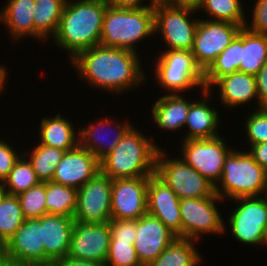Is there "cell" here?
I'll return each mask as SVG.
<instances>
[{
	"label": "cell",
	"mask_w": 267,
	"mask_h": 266,
	"mask_svg": "<svg viewBox=\"0 0 267 266\" xmlns=\"http://www.w3.org/2000/svg\"><path fill=\"white\" fill-rule=\"evenodd\" d=\"M139 55L127 49L96 45L79 52L70 64L90 87L120 95L136 89L141 82L143 85L147 79Z\"/></svg>",
	"instance_id": "obj_1"
},
{
	"label": "cell",
	"mask_w": 267,
	"mask_h": 266,
	"mask_svg": "<svg viewBox=\"0 0 267 266\" xmlns=\"http://www.w3.org/2000/svg\"><path fill=\"white\" fill-rule=\"evenodd\" d=\"M107 0H67L53 42L71 61L79 52L100 45Z\"/></svg>",
	"instance_id": "obj_2"
},
{
	"label": "cell",
	"mask_w": 267,
	"mask_h": 266,
	"mask_svg": "<svg viewBox=\"0 0 267 266\" xmlns=\"http://www.w3.org/2000/svg\"><path fill=\"white\" fill-rule=\"evenodd\" d=\"M139 130L132 126L117 146L99 160L101 173L112 180L155 174L160 147Z\"/></svg>",
	"instance_id": "obj_3"
},
{
	"label": "cell",
	"mask_w": 267,
	"mask_h": 266,
	"mask_svg": "<svg viewBox=\"0 0 267 266\" xmlns=\"http://www.w3.org/2000/svg\"><path fill=\"white\" fill-rule=\"evenodd\" d=\"M154 34V8H118L108 4L100 45L138 53L137 44Z\"/></svg>",
	"instance_id": "obj_4"
},
{
	"label": "cell",
	"mask_w": 267,
	"mask_h": 266,
	"mask_svg": "<svg viewBox=\"0 0 267 266\" xmlns=\"http://www.w3.org/2000/svg\"><path fill=\"white\" fill-rule=\"evenodd\" d=\"M234 148L226 157L215 193L223 200L267 194V171L248 151Z\"/></svg>",
	"instance_id": "obj_5"
},
{
	"label": "cell",
	"mask_w": 267,
	"mask_h": 266,
	"mask_svg": "<svg viewBox=\"0 0 267 266\" xmlns=\"http://www.w3.org/2000/svg\"><path fill=\"white\" fill-rule=\"evenodd\" d=\"M155 60L157 83L168 94H182L192 88H204V73L197 66L191 51L163 50Z\"/></svg>",
	"instance_id": "obj_6"
},
{
	"label": "cell",
	"mask_w": 267,
	"mask_h": 266,
	"mask_svg": "<svg viewBox=\"0 0 267 266\" xmlns=\"http://www.w3.org/2000/svg\"><path fill=\"white\" fill-rule=\"evenodd\" d=\"M233 200L237 205L228 215L233 238L243 245L267 247V194Z\"/></svg>",
	"instance_id": "obj_7"
},
{
	"label": "cell",
	"mask_w": 267,
	"mask_h": 266,
	"mask_svg": "<svg viewBox=\"0 0 267 266\" xmlns=\"http://www.w3.org/2000/svg\"><path fill=\"white\" fill-rule=\"evenodd\" d=\"M197 10L169 6L161 0L154 7V33H160L164 50L191 51L200 18H192Z\"/></svg>",
	"instance_id": "obj_8"
},
{
	"label": "cell",
	"mask_w": 267,
	"mask_h": 266,
	"mask_svg": "<svg viewBox=\"0 0 267 266\" xmlns=\"http://www.w3.org/2000/svg\"><path fill=\"white\" fill-rule=\"evenodd\" d=\"M168 157V158H167ZM155 174L177 195L183 198H205L215 193V186L182 158L170 157L160 147Z\"/></svg>",
	"instance_id": "obj_9"
},
{
	"label": "cell",
	"mask_w": 267,
	"mask_h": 266,
	"mask_svg": "<svg viewBox=\"0 0 267 266\" xmlns=\"http://www.w3.org/2000/svg\"><path fill=\"white\" fill-rule=\"evenodd\" d=\"M221 202L224 200L216 193L205 198L180 199L182 238L199 241L203 234L222 236L226 233L227 224L217 206Z\"/></svg>",
	"instance_id": "obj_10"
},
{
	"label": "cell",
	"mask_w": 267,
	"mask_h": 266,
	"mask_svg": "<svg viewBox=\"0 0 267 266\" xmlns=\"http://www.w3.org/2000/svg\"><path fill=\"white\" fill-rule=\"evenodd\" d=\"M181 158L214 186L220 181L227 155L234 149L221 136L183 140Z\"/></svg>",
	"instance_id": "obj_11"
},
{
	"label": "cell",
	"mask_w": 267,
	"mask_h": 266,
	"mask_svg": "<svg viewBox=\"0 0 267 266\" xmlns=\"http://www.w3.org/2000/svg\"><path fill=\"white\" fill-rule=\"evenodd\" d=\"M200 18L191 52L197 66L204 73L238 35L242 27L230 22Z\"/></svg>",
	"instance_id": "obj_12"
},
{
	"label": "cell",
	"mask_w": 267,
	"mask_h": 266,
	"mask_svg": "<svg viewBox=\"0 0 267 266\" xmlns=\"http://www.w3.org/2000/svg\"><path fill=\"white\" fill-rule=\"evenodd\" d=\"M113 180L100 171L77 189L74 220L82 223H107L111 220Z\"/></svg>",
	"instance_id": "obj_13"
},
{
	"label": "cell",
	"mask_w": 267,
	"mask_h": 266,
	"mask_svg": "<svg viewBox=\"0 0 267 266\" xmlns=\"http://www.w3.org/2000/svg\"><path fill=\"white\" fill-rule=\"evenodd\" d=\"M149 176L113 179L111 220H138L147 213Z\"/></svg>",
	"instance_id": "obj_14"
},
{
	"label": "cell",
	"mask_w": 267,
	"mask_h": 266,
	"mask_svg": "<svg viewBox=\"0 0 267 266\" xmlns=\"http://www.w3.org/2000/svg\"><path fill=\"white\" fill-rule=\"evenodd\" d=\"M111 232L107 223H82L75 221L68 257L106 263Z\"/></svg>",
	"instance_id": "obj_15"
},
{
	"label": "cell",
	"mask_w": 267,
	"mask_h": 266,
	"mask_svg": "<svg viewBox=\"0 0 267 266\" xmlns=\"http://www.w3.org/2000/svg\"><path fill=\"white\" fill-rule=\"evenodd\" d=\"M147 212L163 222L178 238H182L180 199L156 174L149 176Z\"/></svg>",
	"instance_id": "obj_16"
},
{
	"label": "cell",
	"mask_w": 267,
	"mask_h": 266,
	"mask_svg": "<svg viewBox=\"0 0 267 266\" xmlns=\"http://www.w3.org/2000/svg\"><path fill=\"white\" fill-rule=\"evenodd\" d=\"M136 235L134 248L143 266H148L177 238L163 222L148 212L137 220Z\"/></svg>",
	"instance_id": "obj_17"
},
{
	"label": "cell",
	"mask_w": 267,
	"mask_h": 266,
	"mask_svg": "<svg viewBox=\"0 0 267 266\" xmlns=\"http://www.w3.org/2000/svg\"><path fill=\"white\" fill-rule=\"evenodd\" d=\"M99 171V160L87 149L78 145L75 149L64 153L55 168L52 182L78 189Z\"/></svg>",
	"instance_id": "obj_18"
},
{
	"label": "cell",
	"mask_w": 267,
	"mask_h": 266,
	"mask_svg": "<svg viewBox=\"0 0 267 266\" xmlns=\"http://www.w3.org/2000/svg\"><path fill=\"white\" fill-rule=\"evenodd\" d=\"M110 118L111 117H109V119L107 117L104 118L103 116L100 121L98 118L97 122L88 123L86 126L84 125L85 128L83 127L81 129L79 127L78 129L79 145L87 149L98 160L111 152L120 142L125 133L133 126L129 120L123 123L122 121L115 123V121H112Z\"/></svg>",
	"instance_id": "obj_19"
},
{
	"label": "cell",
	"mask_w": 267,
	"mask_h": 266,
	"mask_svg": "<svg viewBox=\"0 0 267 266\" xmlns=\"http://www.w3.org/2000/svg\"><path fill=\"white\" fill-rule=\"evenodd\" d=\"M6 245L7 257L45 266L42 217L26 219Z\"/></svg>",
	"instance_id": "obj_20"
},
{
	"label": "cell",
	"mask_w": 267,
	"mask_h": 266,
	"mask_svg": "<svg viewBox=\"0 0 267 266\" xmlns=\"http://www.w3.org/2000/svg\"><path fill=\"white\" fill-rule=\"evenodd\" d=\"M73 217L46 214L42 216V241L45 247V266H54L68 256Z\"/></svg>",
	"instance_id": "obj_21"
},
{
	"label": "cell",
	"mask_w": 267,
	"mask_h": 266,
	"mask_svg": "<svg viewBox=\"0 0 267 266\" xmlns=\"http://www.w3.org/2000/svg\"><path fill=\"white\" fill-rule=\"evenodd\" d=\"M218 88V96H220V103L224 107L236 108L241 105H249L253 102V99L257 101V109L262 108L259 105L258 91L256 85V78L253 75L233 72L231 74L219 77L208 89L212 90V87Z\"/></svg>",
	"instance_id": "obj_22"
},
{
	"label": "cell",
	"mask_w": 267,
	"mask_h": 266,
	"mask_svg": "<svg viewBox=\"0 0 267 266\" xmlns=\"http://www.w3.org/2000/svg\"><path fill=\"white\" fill-rule=\"evenodd\" d=\"M202 99L195 100L190 104L187 120L184 127L188 132L182 137L181 140L190 139H211L220 136L218 134V127L220 125L219 113L215 107L210 104V99L207 98L211 94L208 89H201ZM209 101V103H208Z\"/></svg>",
	"instance_id": "obj_23"
},
{
	"label": "cell",
	"mask_w": 267,
	"mask_h": 266,
	"mask_svg": "<svg viewBox=\"0 0 267 266\" xmlns=\"http://www.w3.org/2000/svg\"><path fill=\"white\" fill-rule=\"evenodd\" d=\"M182 94H167L160 96L152 105L151 114L153 124L159 129L176 132L184 127L187 113L192 100L188 101ZM180 128V129H179Z\"/></svg>",
	"instance_id": "obj_24"
},
{
	"label": "cell",
	"mask_w": 267,
	"mask_h": 266,
	"mask_svg": "<svg viewBox=\"0 0 267 266\" xmlns=\"http://www.w3.org/2000/svg\"><path fill=\"white\" fill-rule=\"evenodd\" d=\"M42 118L39 128V143L64 151L75 149L79 145V131H76L70 119L60 113ZM76 131V132H75Z\"/></svg>",
	"instance_id": "obj_25"
},
{
	"label": "cell",
	"mask_w": 267,
	"mask_h": 266,
	"mask_svg": "<svg viewBox=\"0 0 267 266\" xmlns=\"http://www.w3.org/2000/svg\"><path fill=\"white\" fill-rule=\"evenodd\" d=\"M34 3L35 0H8L0 10V22L14 41L27 36L34 39Z\"/></svg>",
	"instance_id": "obj_26"
},
{
	"label": "cell",
	"mask_w": 267,
	"mask_h": 266,
	"mask_svg": "<svg viewBox=\"0 0 267 266\" xmlns=\"http://www.w3.org/2000/svg\"><path fill=\"white\" fill-rule=\"evenodd\" d=\"M267 62V35L241 28L239 72L255 76Z\"/></svg>",
	"instance_id": "obj_27"
},
{
	"label": "cell",
	"mask_w": 267,
	"mask_h": 266,
	"mask_svg": "<svg viewBox=\"0 0 267 266\" xmlns=\"http://www.w3.org/2000/svg\"><path fill=\"white\" fill-rule=\"evenodd\" d=\"M67 0H35L34 38L46 43L55 35Z\"/></svg>",
	"instance_id": "obj_28"
},
{
	"label": "cell",
	"mask_w": 267,
	"mask_h": 266,
	"mask_svg": "<svg viewBox=\"0 0 267 266\" xmlns=\"http://www.w3.org/2000/svg\"><path fill=\"white\" fill-rule=\"evenodd\" d=\"M197 242L196 240L177 237L148 266H200L203 258L195 246Z\"/></svg>",
	"instance_id": "obj_29"
},
{
	"label": "cell",
	"mask_w": 267,
	"mask_h": 266,
	"mask_svg": "<svg viewBox=\"0 0 267 266\" xmlns=\"http://www.w3.org/2000/svg\"><path fill=\"white\" fill-rule=\"evenodd\" d=\"M241 63V30L232 42L217 56L216 60L204 72V88L210 86L219 78L239 71Z\"/></svg>",
	"instance_id": "obj_30"
},
{
	"label": "cell",
	"mask_w": 267,
	"mask_h": 266,
	"mask_svg": "<svg viewBox=\"0 0 267 266\" xmlns=\"http://www.w3.org/2000/svg\"><path fill=\"white\" fill-rule=\"evenodd\" d=\"M65 152L59 148L38 144L29 150L27 149V153L25 150L22 154L31 163L37 179L40 182H50L55 173V168Z\"/></svg>",
	"instance_id": "obj_31"
},
{
	"label": "cell",
	"mask_w": 267,
	"mask_h": 266,
	"mask_svg": "<svg viewBox=\"0 0 267 266\" xmlns=\"http://www.w3.org/2000/svg\"><path fill=\"white\" fill-rule=\"evenodd\" d=\"M47 214L73 217L77 206V189L46 182Z\"/></svg>",
	"instance_id": "obj_32"
},
{
	"label": "cell",
	"mask_w": 267,
	"mask_h": 266,
	"mask_svg": "<svg viewBox=\"0 0 267 266\" xmlns=\"http://www.w3.org/2000/svg\"><path fill=\"white\" fill-rule=\"evenodd\" d=\"M243 5L241 0H203L197 13H207L206 16L210 17L207 20L230 22L244 27L247 17Z\"/></svg>",
	"instance_id": "obj_33"
},
{
	"label": "cell",
	"mask_w": 267,
	"mask_h": 266,
	"mask_svg": "<svg viewBox=\"0 0 267 266\" xmlns=\"http://www.w3.org/2000/svg\"><path fill=\"white\" fill-rule=\"evenodd\" d=\"M26 220L18 196L0 194V239L6 244Z\"/></svg>",
	"instance_id": "obj_34"
},
{
	"label": "cell",
	"mask_w": 267,
	"mask_h": 266,
	"mask_svg": "<svg viewBox=\"0 0 267 266\" xmlns=\"http://www.w3.org/2000/svg\"><path fill=\"white\" fill-rule=\"evenodd\" d=\"M39 182L31 163L22 154L15 162L8 177L2 183V190L4 193L18 196Z\"/></svg>",
	"instance_id": "obj_35"
},
{
	"label": "cell",
	"mask_w": 267,
	"mask_h": 266,
	"mask_svg": "<svg viewBox=\"0 0 267 266\" xmlns=\"http://www.w3.org/2000/svg\"><path fill=\"white\" fill-rule=\"evenodd\" d=\"M26 219L41 218L47 214L46 182H39L26 192L18 195Z\"/></svg>",
	"instance_id": "obj_36"
},
{
	"label": "cell",
	"mask_w": 267,
	"mask_h": 266,
	"mask_svg": "<svg viewBox=\"0 0 267 266\" xmlns=\"http://www.w3.org/2000/svg\"><path fill=\"white\" fill-rule=\"evenodd\" d=\"M106 266H143L134 248V242L110 241Z\"/></svg>",
	"instance_id": "obj_37"
},
{
	"label": "cell",
	"mask_w": 267,
	"mask_h": 266,
	"mask_svg": "<svg viewBox=\"0 0 267 266\" xmlns=\"http://www.w3.org/2000/svg\"><path fill=\"white\" fill-rule=\"evenodd\" d=\"M254 112L246 116V122L243 126L246 128L249 147L259 143L267 142V107L256 108Z\"/></svg>",
	"instance_id": "obj_38"
},
{
	"label": "cell",
	"mask_w": 267,
	"mask_h": 266,
	"mask_svg": "<svg viewBox=\"0 0 267 266\" xmlns=\"http://www.w3.org/2000/svg\"><path fill=\"white\" fill-rule=\"evenodd\" d=\"M110 241L135 242L137 237V220H110Z\"/></svg>",
	"instance_id": "obj_39"
},
{
	"label": "cell",
	"mask_w": 267,
	"mask_h": 266,
	"mask_svg": "<svg viewBox=\"0 0 267 266\" xmlns=\"http://www.w3.org/2000/svg\"><path fill=\"white\" fill-rule=\"evenodd\" d=\"M252 7V21H246L244 27L252 32L267 35V0H255Z\"/></svg>",
	"instance_id": "obj_40"
},
{
	"label": "cell",
	"mask_w": 267,
	"mask_h": 266,
	"mask_svg": "<svg viewBox=\"0 0 267 266\" xmlns=\"http://www.w3.org/2000/svg\"><path fill=\"white\" fill-rule=\"evenodd\" d=\"M17 151V152H16ZM19 152V154H18ZM22 153L15 150L12 145L7 142L0 140V182L3 183L4 180L10 174L13 169L15 162L19 159Z\"/></svg>",
	"instance_id": "obj_41"
},
{
	"label": "cell",
	"mask_w": 267,
	"mask_h": 266,
	"mask_svg": "<svg viewBox=\"0 0 267 266\" xmlns=\"http://www.w3.org/2000/svg\"><path fill=\"white\" fill-rule=\"evenodd\" d=\"M259 105L267 107V62L255 75Z\"/></svg>",
	"instance_id": "obj_42"
},
{
	"label": "cell",
	"mask_w": 267,
	"mask_h": 266,
	"mask_svg": "<svg viewBox=\"0 0 267 266\" xmlns=\"http://www.w3.org/2000/svg\"><path fill=\"white\" fill-rule=\"evenodd\" d=\"M108 3L118 8L142 9L154 8L160 0H107ZM146 1V2H145Z\"/></svg>",
	"instance_id": "obj_43"
},
{
	"label": "cell",
	"mask_w": 267,
	"mask_h": 266,
	"mask_svg": "<svg viewBox=\"0 0 267 266\" xmlns=\"http://www.w3.org/2000/svg\"><path fill=\"white\" fill-rule=\"evenodd\" d=\"M248 152L253 159L267 171V142L251 145Z\"/></svg>",
	"instance_id": "obj_44"
},
{
	"label": "cell",
	"mask_w": 267,
	"mask_h": 266,
	"mask_svg": "<svg viewBox=\"0 0 267 266\" xmlns=\"http://www.w3.org/2000/svg\"><path fill=\"white\" fill-rule=\"evenodd\" d=\"M54 266H106L103 263L92 262L88 260L73 259L71 257H65L59 260Z\"/></svg>",
	"instance_id": "obj_45"
},
{
	"label": "cell",
	"mask_w": 267,
	"mask_h": 266,
	"mask_svg": "<svg viewBox=\"0 0 267 266\" xmlns=\"http://www.w3.org/2000/svg\"><path fill=\"white\" fill-rule=\"evenodd\" d=\"M165 4L174 7H188L194 10H198V8L202 5L203 0H161Z\"/></svg>",
	"instance_id": "obj_46"
},
{
	"label": "cell",
	"mask_w": 267,
	"mask_h": 266,
	"mask_svg": "<svg viewBox=\"0 0 267 266\" xmlns=\"http://www.w3.org/2000/svg\"><path fill=\"white\" fill-rule=\"evenodd\" d=\"M0 266H41L30 261H21L7 257Z\"/></svg>",
	"instance_id": "obj_47"
},
{
	"label": "cell",
	"mask_w": 267,
	"mask_h": 266,
	"mask_svg": "<svg viewBox=\"0 0 267 266\" xmlns=\"http://www.w3.org/2000/svg\"><path fill=\"white\" fill-rule=\"evenodd\" d=\"M7 72V68L3 65L0 64V94L3 91V89L5 88V85L7 84V77L9 76V74Z\"/></svg>",
	"instance_id": "obj_48"
},
{
	"label": "cell",
	"mask_w": 267,
	"mask_h": 266,
	"mask_svg": "<svg viewBox=\"0 0 267 266\" xmlns=\"http://www.w3.org/2000/svg\"><path fill=\"white\" fill-rule=\"evenodd\" d=\"M6 258H7V245L2 239H0V265Z\"/></svg>",
	"instance_id": "obj_49"
},
{
	"label": "cell",
	"mask_w": 267,
	"mask_h": 266,
	"mask_svg": "<svg viewBox=\"0 0 267 266\" xmlns=\"http://www.w3.org/2000/svg\"><path fill=\"white\" fill-rule=\"evenodd\" d=\"M3 192L2 190V183L0 182V194Z\"/></svg>",
	"instance_id": "obj_50"
}]
</instances>
